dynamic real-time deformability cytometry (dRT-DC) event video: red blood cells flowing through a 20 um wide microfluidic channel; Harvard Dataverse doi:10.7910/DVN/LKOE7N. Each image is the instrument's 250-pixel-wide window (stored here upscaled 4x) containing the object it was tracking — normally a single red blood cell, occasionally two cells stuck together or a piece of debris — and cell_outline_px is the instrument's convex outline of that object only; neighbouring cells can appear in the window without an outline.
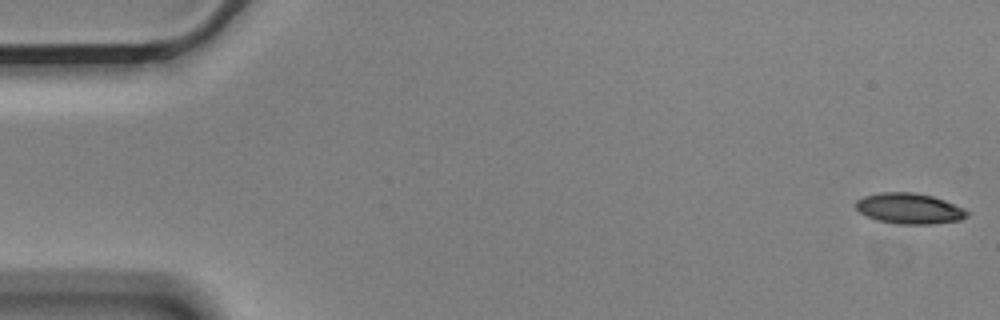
{"species": "Egyptian fruit bat (a non-hibernating species)", "species_latin": "Rousettus aegyptiacus", "temperature_condition": "cold", "stored_images_in_passage": 4, "camera_frame_rate_fps": 3000, "um_per_image_px": 0.085, "animal": {"sex": "male"}, "frame": {"image": 1, "passage_image": 1, "time_ms": 0.0, "image_size_px": [1000, 320], "cell_outline_px": [[968, 216], [960, 220], [932, 224], [896, 224], [876, 220], [860, 212], [856, 208], [856, 200], [864, 196], [880, 192], [912, 192], [932, 196], [944, 200], [964, 208], [968, 212]], "centroid_in_image_um": [77.29, 17.72], "position_along_channel_um": 7.7, "area_um2": 19.88}}
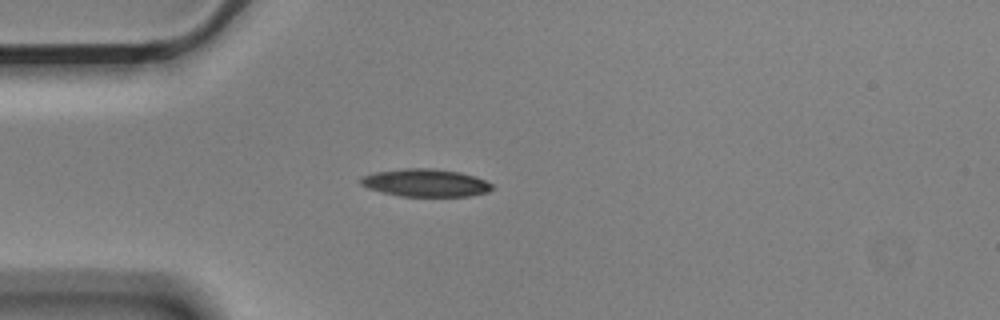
{"frame": {"image": 2, "passage_image": 4, "time_ms": 1.0, "image_size_px": [1000, 320], "cell_outline_px": [[492, 188], [488, 192], [468, 196], [400, 196], [368, 188], [360, 184], [360, 176], [376, 172], [404, 168], [432, 168], [460, 172], [476, 176], [492, 184]], "centroid_in_image_um": [36.16, 15.53], "position_along_channel_um": 48.8, "area_um2": 21.15}}